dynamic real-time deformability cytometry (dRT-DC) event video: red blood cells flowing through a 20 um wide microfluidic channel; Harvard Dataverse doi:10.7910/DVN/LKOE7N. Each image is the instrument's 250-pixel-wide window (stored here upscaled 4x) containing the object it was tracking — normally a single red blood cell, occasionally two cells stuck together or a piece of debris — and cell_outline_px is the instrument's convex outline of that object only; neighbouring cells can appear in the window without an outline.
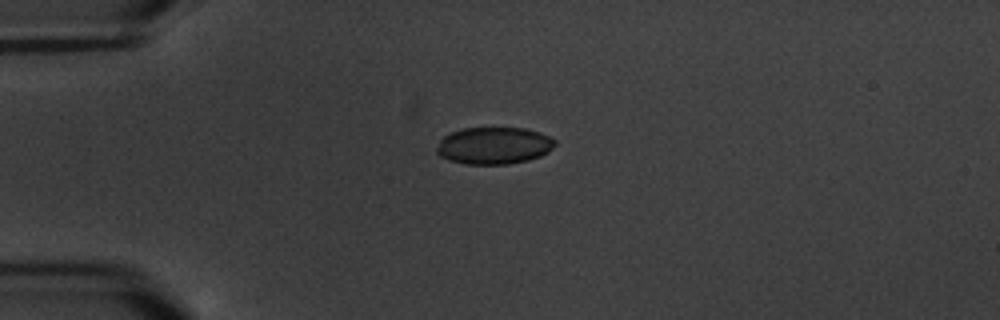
{"species": "common noctule bat (a hibernating species)", "species_latin": "Nyctalus noctula", "temperature_condition": "warm", "stored_images_in_passage": 1, "camera_frame_rate_fps": 3000, "um_per_image_px": 0.085, "animal": {"sex": "male", "body_mass_g": 20.1, "forearm_length_mm": 53.5}, "frame": {"image": 1, "passage_image": 1, "time_ms": 0.0, "image_size_px": [1000, 320], "cell_outline_px": [[556, 144], [548, 152], [540, 156], [528, 160], [508, 164], [464, 164], [448, 160], [440, 156], [436, 152], [436, 148], [440, 140], [444, 136], [452, 132], [464, 128], [524, 128], [540, 132], [556, 140]], "centroid_in_image_um": [41.98, 12.38], "position_along_channel_um": 43.0, "area_um2": 25.61}}